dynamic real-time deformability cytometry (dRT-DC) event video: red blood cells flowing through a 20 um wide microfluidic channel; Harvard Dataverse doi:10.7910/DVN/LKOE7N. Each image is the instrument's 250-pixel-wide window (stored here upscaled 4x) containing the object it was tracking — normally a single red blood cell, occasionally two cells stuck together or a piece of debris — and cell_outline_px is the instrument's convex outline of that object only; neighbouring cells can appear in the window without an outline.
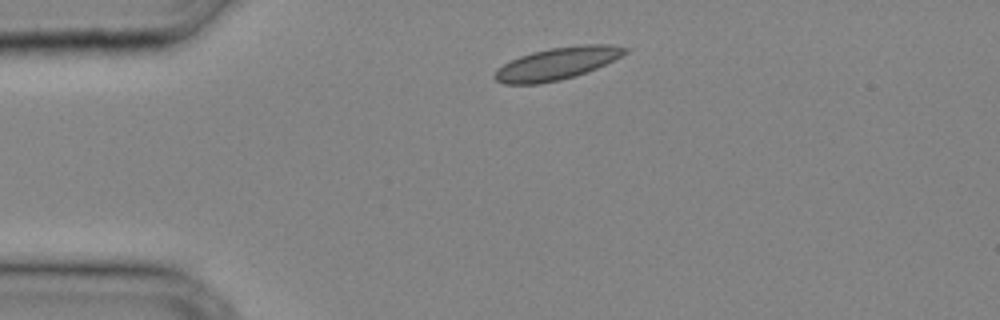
{"species": "common noctule bat (a hibernating species)", "species_latin": "Nyctalus noctula", "temperature_condition": "cold", "stored_images_in_passage": 24, "camera_frame_rate_fps": 3000, "um_per_image_px": 0.085, "animal": {"sex": "male", "body_mass_g": 20.4}, "frame": {"image": 1, "passage_image": 1, "time_ms": 0.0, "image_size_px": [1000, 320], "cell_outline_px": [[628, 52], [596, 68], [560, 80], [540, 84], [504, 84], [496, 80], [492, 76], [496, 68], [520, 56], [532, 52], [552, 48], [580, 44], [612, 44], [628, 48]], "centroid_in_image_um": [47.31, 5.4], "position_along_channel_um": 37.7, "area_um2": 24.28}}
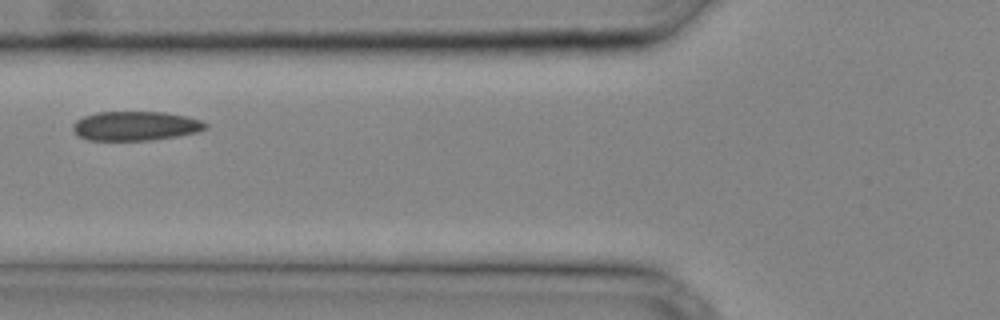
{"frame": {"image": 2, "passage_image": 7, "time_ms": 2.0, "image_size_px": [1000, 320], "cell_outline_px": [[208, 128], [196, 132], [176, 136], [152, 140], [88, 140], [80, 136], [72, 128], [72, 124], [76, 120], [84, 116], [96, 112], [164, 112], [184, 116], [200, 120], [208, 124]], "centroid_in_image_um": [11.51, 10.7], "position_along_channel_um": 114.3, "area_um2": 22.48}}
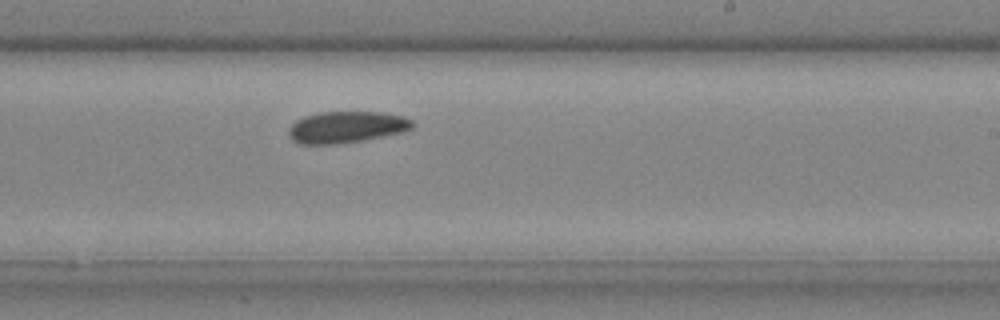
{"frame": {"image": 3, "passage_image": 15, "time_ms": 4.667, "image_size_px": [1000, 320], "cell_outline_px": [[416, 124], [412, 128], [400, 132], [364, 140], [336, 144], [300, 144], [292, 140], [288, 136], [288, 128], [296, 120], [304, 116], [320, 112], [384, 112], [404, 116], [412, 120]], "centroid_in_image_um": [29.43, 10.8], "position_along_channel_um": 259.6, "area_um2": 22.89}}